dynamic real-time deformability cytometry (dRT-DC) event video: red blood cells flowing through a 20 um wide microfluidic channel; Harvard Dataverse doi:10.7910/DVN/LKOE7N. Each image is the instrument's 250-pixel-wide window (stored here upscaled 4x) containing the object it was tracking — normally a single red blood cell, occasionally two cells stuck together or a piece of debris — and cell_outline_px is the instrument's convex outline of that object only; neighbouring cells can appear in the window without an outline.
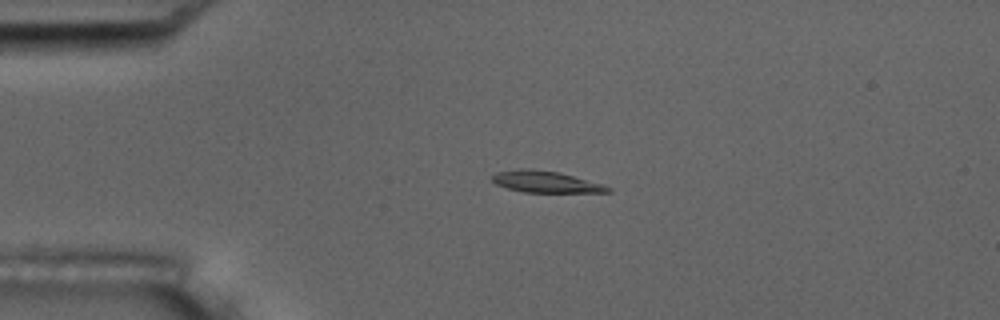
{"species": "common noctule bat (a hibernating species)", "species_latin": "Nyctalus noctula", "temperature_condition": "room temperature", "stored_images_in_passage": 6, "camera_frame_rate_fps": 3000, "um_per_image_px": 0.085, "animal": {"sex": "male", "body_mass_g": 17.5, "forearm_length_mm": 52.3}, "frame": {"image": 1, "passage_image": 4, "time_ms": 3.333, "image_size_px": [1000, 320], "cell_outline_px": [[612, 192], [524, 192], [508, 188], [496, 184], [492, 180], [492, 176], [496, 172], [520, 168], [532, 168], [560, 172], [600, 184], [612, 188]], "centroid_in_image_um": [46.34, 15.44], "position_along_channel_um": 38.7, "area_um2": 14.39}}